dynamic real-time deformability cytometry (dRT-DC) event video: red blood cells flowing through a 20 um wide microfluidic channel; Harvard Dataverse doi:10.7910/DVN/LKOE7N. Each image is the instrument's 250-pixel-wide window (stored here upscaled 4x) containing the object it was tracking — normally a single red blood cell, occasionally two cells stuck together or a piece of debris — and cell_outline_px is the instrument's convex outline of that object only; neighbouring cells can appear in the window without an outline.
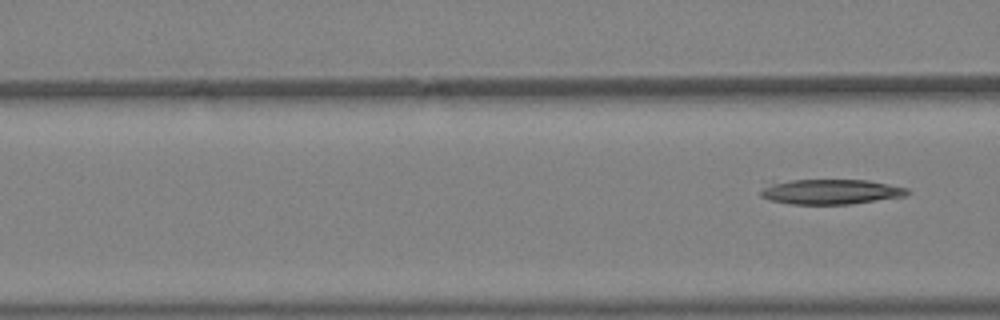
{"species": "Egyptian fruit bat (a non-hibernating species)", "species_latin": "Rousettus aegyptiacus", "temperature_condition": "warm", "stored_images_in_passage": 5, "segment_of_instrument_passage": [2, 2], "camera_frame_rate_fps": 3000, "um_per_image_px": 0.085, "animal": {"sex": "female"}, "frame": {"image": 1, "passage_image": 5, "time_ms": 1.333, "image_size_px": [1000, 320], "cell_outline_px": [[912, 192], [904, 196], [852, 204], [792, 204], [768, 200], [760, 196], [760, 192], [764, 188], [772, 184], [792, 180], [868, 180], [908, 188]], "centroid_in_image_um": [70.66, 16.3], "position_along_channel_um": 95.9, "area_um2": 21.21}}